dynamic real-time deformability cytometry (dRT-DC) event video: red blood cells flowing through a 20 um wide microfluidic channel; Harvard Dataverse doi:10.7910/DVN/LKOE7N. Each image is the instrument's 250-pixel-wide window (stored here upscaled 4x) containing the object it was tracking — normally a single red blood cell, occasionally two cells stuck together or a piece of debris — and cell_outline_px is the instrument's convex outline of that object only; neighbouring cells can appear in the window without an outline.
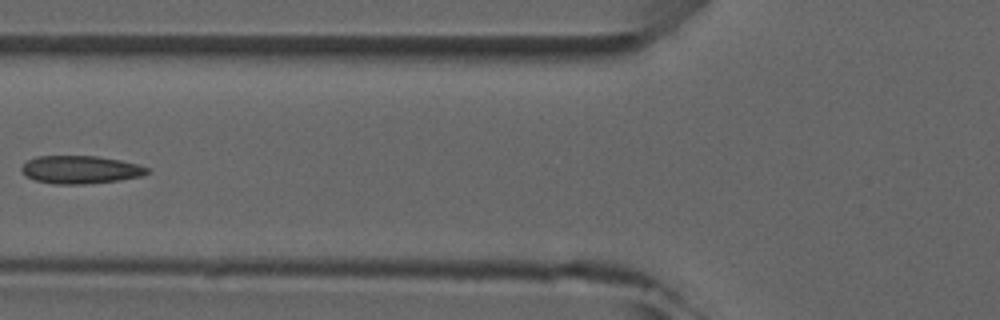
{"species": "common noctule bat (a hibernating species)", "species_latin": "Nyctalus noctula", "temperature_condition": "room temperature", "stored_images_in_passage": 6, "camera_frame_rate_fps": 3000, "um_per_image_px": 0.085, "animal": {"sex": "male", "forearm_length_mm": 52.5}, "frame": {"image": 1, "passage_image": 6, "time_ms": 5.667, "image_size_px": [1000, 320], "cell_outline_px": [[148, 172], [140, 176], [116, 180], [84, 184], [52, 184], [36, 180], [28, 176], [20, 168], [28, 160], [36, 156], [96, 156], [120, 160], [136, 164], [148, 168]], "centroid_in_image_um": [6.8, 14.41], "position_along_channel_um": 119.0, "area_um2": 20.06}}